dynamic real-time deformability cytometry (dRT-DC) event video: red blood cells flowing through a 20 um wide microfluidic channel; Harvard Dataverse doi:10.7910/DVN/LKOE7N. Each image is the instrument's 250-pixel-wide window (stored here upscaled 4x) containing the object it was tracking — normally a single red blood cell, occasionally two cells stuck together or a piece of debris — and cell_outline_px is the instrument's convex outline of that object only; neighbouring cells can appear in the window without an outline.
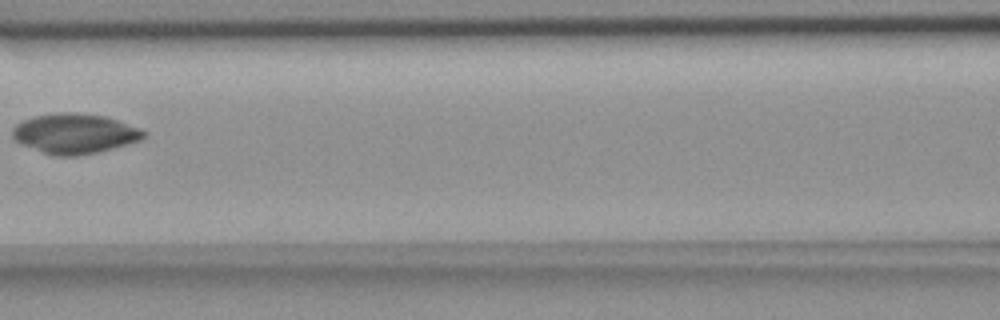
{"species": "common noctule bat (a hibernating species)", "species_latin": "Nyctalus noctula", "temperature_condition": "room temperature", "stored_images_in_passage": 6, "camera_frame_rate_fps": 3000, "um_per_image_px": 0.085, "animal": {"sex": "female", "body_mass_g": 18.4}, "frame": {"image": 1, "passage_image": 6, "time_ms": 6.667, "image_size_px": [1000, 320], "cell_outline_px": [[148, 132], [140, 140], [128, 144], [100, 152], [76, 156], [52, 156], [20, 144], [12, 136], [12, 128], [16, 124], [24, 120], [36, 116], [56, 112], [76, 112], [104, 116], [140, 128]], "centroid_in_image_um": [6.34, 11.36], "position_along_channel_um": 160.3, "area_um2": 30.75}}